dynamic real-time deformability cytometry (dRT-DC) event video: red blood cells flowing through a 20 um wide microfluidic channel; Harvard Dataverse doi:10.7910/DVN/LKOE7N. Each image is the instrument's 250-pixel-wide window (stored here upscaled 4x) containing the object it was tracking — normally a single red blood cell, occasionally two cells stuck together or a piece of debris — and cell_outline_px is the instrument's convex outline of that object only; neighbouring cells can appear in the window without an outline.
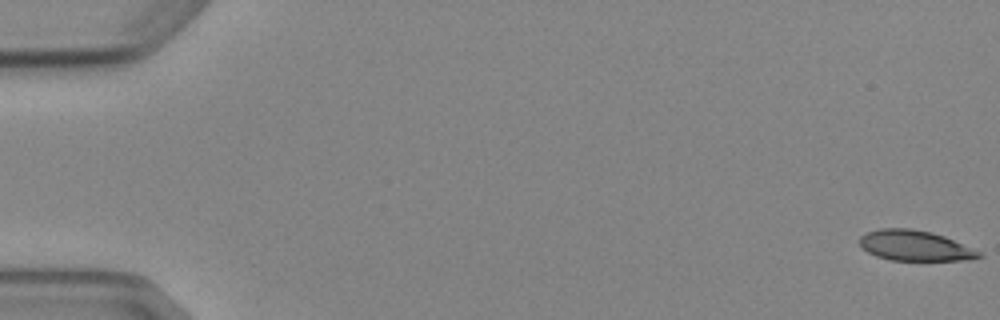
{"species": "Egyptian fruit bat (a non-hibernating species)", "species_latin": "Rousettus aegyptiacus", "temperature_condition": "cold", "stored_images_in_passage": 8, "camera_frame_rate_fps": 3000, "um_per_image_px": 0.085, "animal": {"sex": "female"}, "frame": {"image": 1, "passage_image": 1, "time_ms": 0.0, "image_size_px": [1000, 320], "cell_outline_px": [[984, 256], [972, 260], [892, 260], [876, 256], [868, 252], [860, 244], [860, 236], [868, 232], [880, 228], [912, 228], [932, 232], [944, 236], [980, 252]], "centroid_in_image_um": [77.77, 20.88], "position_along_channel_um": 7.2, "area_um2": 20.98}}
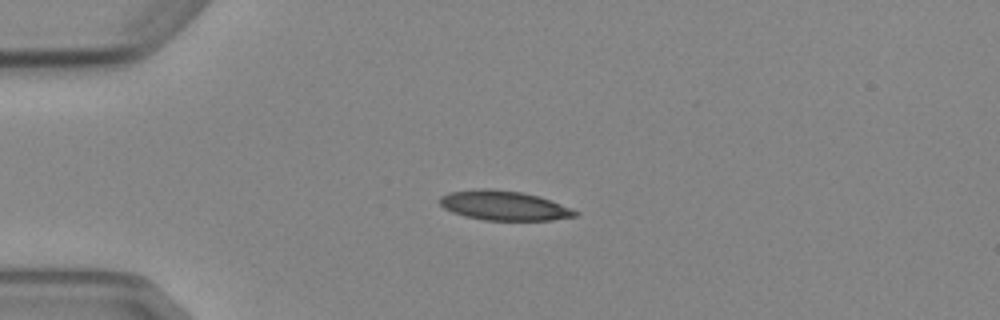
{"frame": {"image": 2, "passage_image": 4, "time_ms": 4.333, "image_size_px": [1000, 320], "cell_outline_px": [[580, 212], [576, 216], [552, 220], [484, 220], [452, 212], [444, 208], [440, 204], [440, 196], [448, 192], [480, 188], [488, 188], [520, 192], [540, 196]], "centroid_in_image_um": [42.83, 17.46], "position_along_channel_um": 42.2, "area_um2": 23.18}}
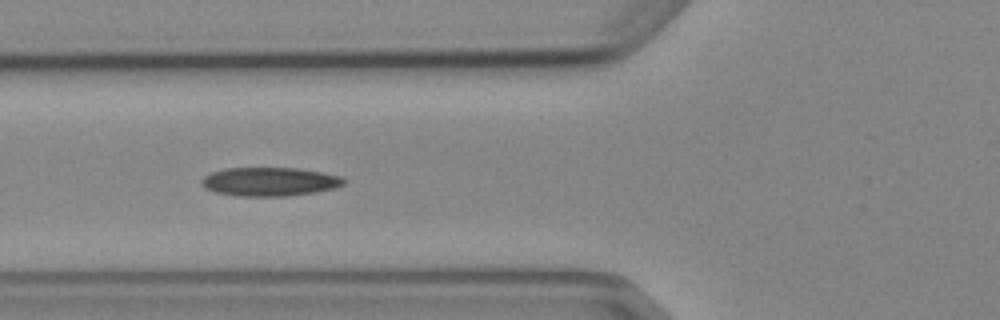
{"frame": {"image": 3, "passage_image": 6, "time_ms": 6.667, "image_size_px": [1000, 320], "cell_outline_px": [[348, 180], [344, 184], [336, 188], [312, 192], [284, 196], [240, 196], [216, 192], [204, 188], [200, 184], [200, 180], [204, 176], [212, 172], [224, 168], [296, 168], [324, 172], [340, 176]], "centroid_in_image_um": [22.92, 15.43], "position_along_channel_um": 102.9, "area_um2": 23.87}}